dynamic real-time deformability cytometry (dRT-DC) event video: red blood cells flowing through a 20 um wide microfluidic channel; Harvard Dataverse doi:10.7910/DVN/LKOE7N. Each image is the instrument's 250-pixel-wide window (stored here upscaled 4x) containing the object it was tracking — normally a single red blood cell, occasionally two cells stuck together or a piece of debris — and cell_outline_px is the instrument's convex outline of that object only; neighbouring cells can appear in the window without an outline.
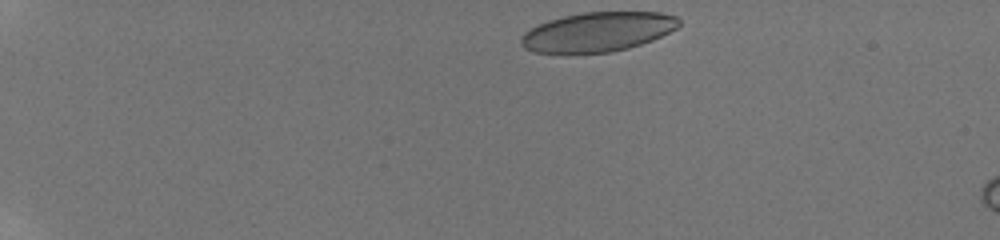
{"species": "human", "species_latin": "Homo sapiens", "temperature_condition": "room temperature", "stored_images_in_passage": 19, "camera_frame_rate_fps": 3000, "um_per_image_px": 0.085, "donor": {"sex": "male"}, "frame": {"image": 1, "passage_image": 1, "time_ms": 0.0, "image_size_px": [1000, 240], "cell_outline_px": [[680, 24], [676, 28], [652, 40], [628, 48], [612, 52], [532, 52], [524, 48], [520, 44], [520, 40], [524, 32], [548, 20], [564, 16], [584, 12], [660, 12], [676, 16], [680, 20]], "centroid_in_image_um": [50.81, 2.7], "position_along_channel_um": 34.2, "area_um2": 35.95}}